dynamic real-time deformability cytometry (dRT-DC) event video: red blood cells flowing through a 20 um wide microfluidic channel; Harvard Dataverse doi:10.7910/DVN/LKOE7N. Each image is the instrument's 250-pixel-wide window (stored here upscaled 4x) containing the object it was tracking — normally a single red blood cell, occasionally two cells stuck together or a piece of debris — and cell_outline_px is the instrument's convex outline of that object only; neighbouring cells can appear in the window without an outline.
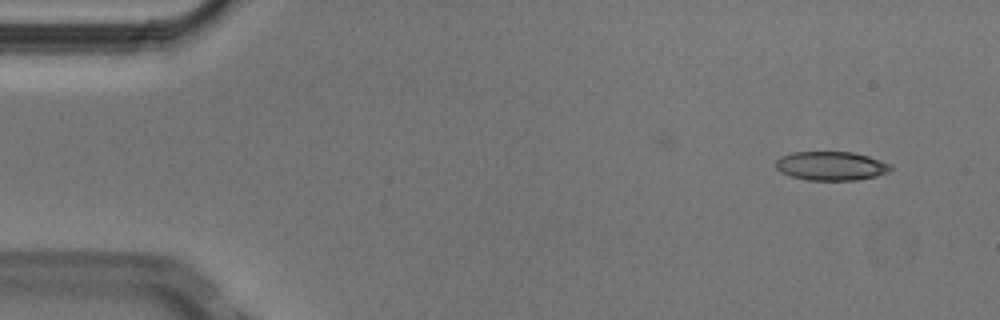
{"species": "Egyptian fruit bat (a non-hibernating species)", "species_latin": "Rousettus aegyptiacus", "temperature_condition": "cold", "stored_images_in_passage": 4, "camera_frame_rate_fps": 3000, "um_per_image_px": 0.085, "animal": {"sex": "male"}, "frame": {"image": 1, "passage_image": 1, "time_ms": 0.0, "image_size_px": [1000, 320], "cell_outline_px": [[892, 168], [888, 172], [876, 176], [856, 180], [808, 180], [792, 176], [780, 172], [776, 168], [776, 160], [780, 156], [792, 152], [852, 152], [868, 156], [892, 164]], "centroid_in_image_um": [70.64, 14.1], "position_along_channel_um": 14.4, "area_um2": 19.36}}
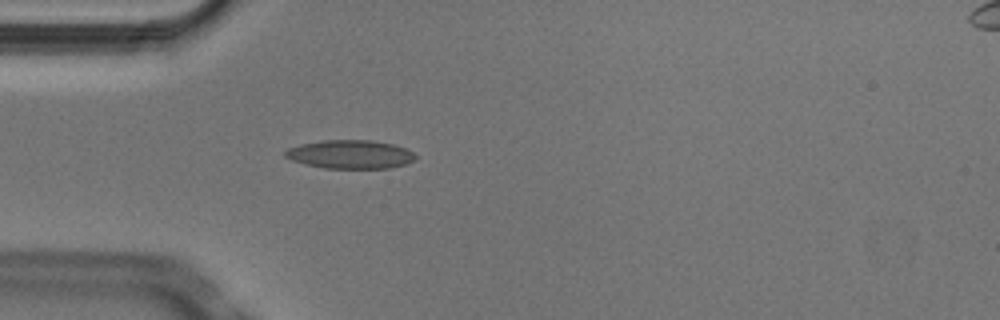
{"frame": {"image": 2, "passage_image": 4, "time_ms": 1.0, "image_size_px": [1000, 320], "cell_outline_px": [[416, 160], [404, 164], [388, 168], [324, 168], [304, 164], [292, 160], [284, 156], [284, 152], [288, 148], [300, 144], [324, 140], [372, 140], [392, 144], [404, 148], [412, 152], [416, 156]], "centroid_in_image_um": [29.75, 13.12], "position_along_channel_um": 55.3, "area_um2": 21.62}}